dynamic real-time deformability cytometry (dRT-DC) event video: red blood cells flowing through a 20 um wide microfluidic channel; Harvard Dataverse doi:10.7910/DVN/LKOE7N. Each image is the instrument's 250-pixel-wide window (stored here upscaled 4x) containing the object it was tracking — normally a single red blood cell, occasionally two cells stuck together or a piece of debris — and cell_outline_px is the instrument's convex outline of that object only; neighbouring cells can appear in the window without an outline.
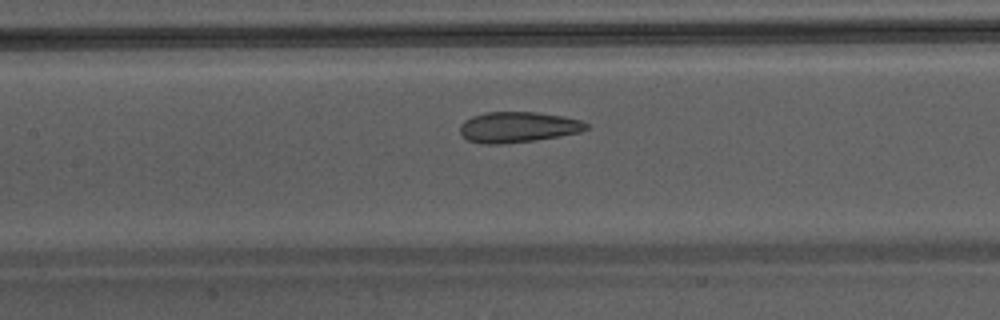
{"species": "Egyptian fruit bat (a non-hibernating species)", "species_latin": "Rousettus aegyptiacus", "temperature_condition": "warm", "stored_images_in_passage": 31, "camera_frame_rate_fps": 3000, "um_per_image_px": 0.085, "animal": {"sex": "male"}, "frame": {"image": 1, "passage_image": 10, "time_ms": 3.0, "image_size_px": [1000, 320], "cell_outline_px": [[588, 128], [580, 132], [560, 136], [536, 140], [500, 144], [480, 144], [468, 140], [460, 132], [460, 124], [464, 120], [472, 116], [484, 112], [536, 112], [564, 116], [580, 120], [588, 124]], "centroid_in_image_um": [44.01, 10.8], "position_along_channel_um": 163.4, "area_um2": 22.66}}
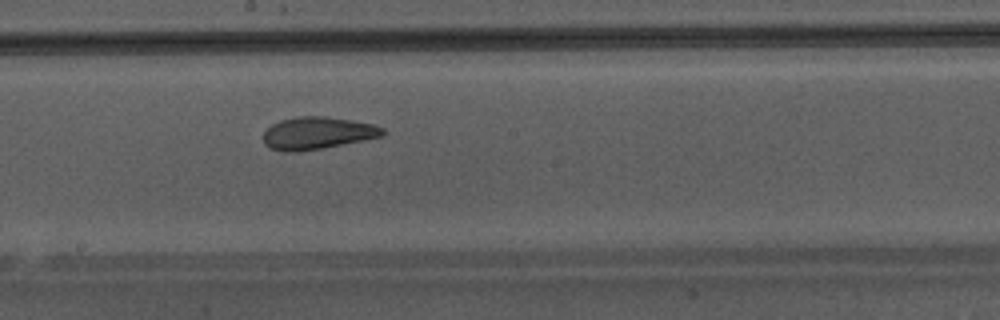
{"frame": {"image": 2, "passage_image": 14, "time_ms": 4.333, "image_size_px": [1000, 320], "cell_outline_px": [[384, 136], [364, 140], [320, 148], [296, 152], [288, 152], [268, 148], [264, 144], [264, 132], [272, 124], [280, 120], [296, 116], [328, 116], [352, 120], [372, 124], [384, 128]], "centroid_in_image_um": [26.97, 11.3], "position_along_channel_um": 221.2, "area_um2": 22.48}}
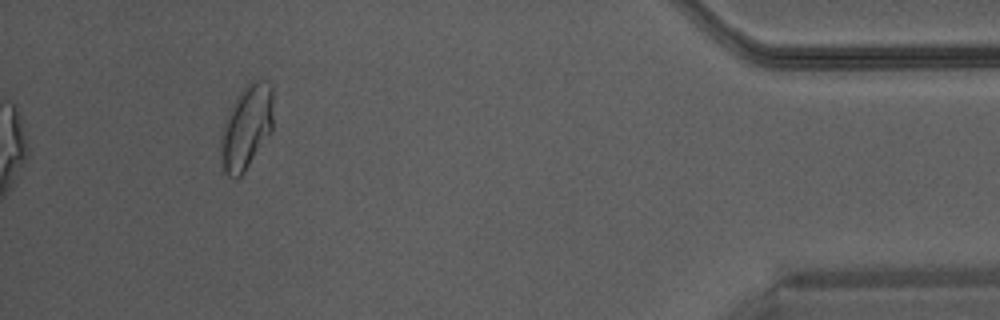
{"frame": {"image": 3, "passage_image": 31, "time_ms": 10.0, "image_size_px": [1000, 320], "cell_outline_px": [[272, 128], [240, 180], [236, 180], [228, 176], [224, 172], [220, 160], [220, 132], [232, 104], [236, 96], [252, 80], [268, 80], [272, 84]], "centroid_in_image_um": [20.91, 10.85], "position_along_channel_um": 414.3, "area_um2": 26.01}}